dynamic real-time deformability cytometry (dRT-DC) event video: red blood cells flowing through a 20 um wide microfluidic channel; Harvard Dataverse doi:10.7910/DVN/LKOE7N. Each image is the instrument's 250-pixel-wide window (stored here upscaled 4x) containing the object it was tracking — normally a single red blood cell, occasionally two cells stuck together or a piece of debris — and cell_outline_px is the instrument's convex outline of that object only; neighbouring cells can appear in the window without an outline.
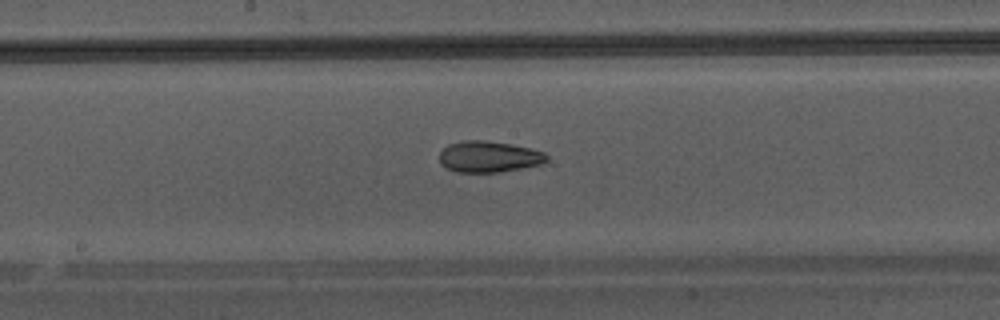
{"species": "Egyptian fruit bat (a non-hibernating species)", "species_latin": "Rousettus aegyptiacus", "temperature_condition": "warm", "stored_images_in_passage": 37, "camera_frame_rate_fps": 3000, "um_per_image_px": 0.085, "animal": {"sex": "male"}, "frame": {"image": 1, "passage_image": 16, "time_ms": 5.0, "image_size_px": [1000, 320], "cell_outline_px": [[548, 160], [540, 164], [520, 168], [496, 172], [456, 172], [440, 164], [440, 152], [448, 144], [464, 140], [484, 140], [512, 144], [544, 152], [548, 156]], "centroid_in_image_um": [41.53, 13.31], "position_along_channel_um": 206.7, "area_um2": 19.36}}